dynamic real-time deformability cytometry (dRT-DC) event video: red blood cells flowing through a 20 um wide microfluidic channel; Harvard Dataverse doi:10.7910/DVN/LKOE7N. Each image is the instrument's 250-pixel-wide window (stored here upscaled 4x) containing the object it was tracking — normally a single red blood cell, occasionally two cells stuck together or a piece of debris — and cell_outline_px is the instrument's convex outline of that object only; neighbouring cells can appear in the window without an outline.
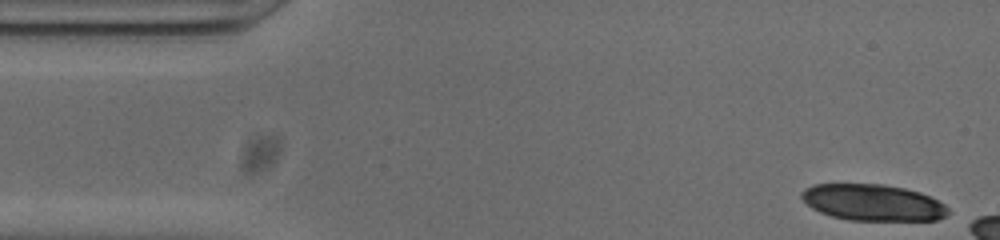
{"species": "common noctule bat (a hibernating species)", "species_latin": "Nyctalus noctula", "temperature_condition": "cold", "stored_images_in_passage": 9, "camera_frame_rate_fps": 3000, "um_per_image_px": 0.085, "animal": {"sex": "male", "body_mass_g": 20.0, "forearm_length_mm": 53.3}, "frame": {"image": 1, "passage_image": 2, "time_ms": 0.333, "image_size_px": [1000, 240], "cell_outline_px": [[948, 212], [944, 216], [936, 220], [848, 220], [832, 216], [820, 212], [812, 208], [800, 196], [800, 192], [804, 188], [812, 184], [884, 184], [904, 188], [920, 192], [944, 204], [948, 208]], "centroid_in_image_um": [74.15, 17.2], "position_along_channel_um": 10.8, "area_um2": 30.98}}